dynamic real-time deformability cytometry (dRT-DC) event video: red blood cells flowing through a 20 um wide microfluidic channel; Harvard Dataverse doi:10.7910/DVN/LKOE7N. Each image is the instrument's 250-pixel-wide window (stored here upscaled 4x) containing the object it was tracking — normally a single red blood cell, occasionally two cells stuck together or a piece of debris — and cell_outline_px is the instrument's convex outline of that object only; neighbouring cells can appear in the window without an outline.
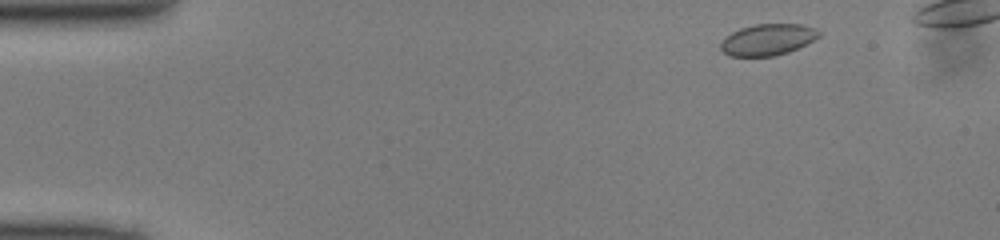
{"species": "common noctule bat (a hibernating species)", "species_latin": "Nyctalus noctula", "temperature_condition": "cold", "stored_images_in_passage": 41, "camera_frame_rate_fps": 3000, "um_per_image_px": 0.085, "animal": {"sex": "male", "body_mass_g": 13.0, "forearm_length_mm": 53.1}, "frame": {"image": 1, "passage_image": 2, "time_ms": 0.333, "image_size_px": [1000, 240], "cell_outline_px": [[820, 36], [788, 52], [772, 56], [728, 56], [720, 48], [720, 44], [732, 32], [740, 28], [756, 24], [804, 24], [816, 28], [820, 32]], "centroid_in_image_um": [65.26, 3.36], "position_along_channel_um": 19.7, "area_um2": 17.74}}
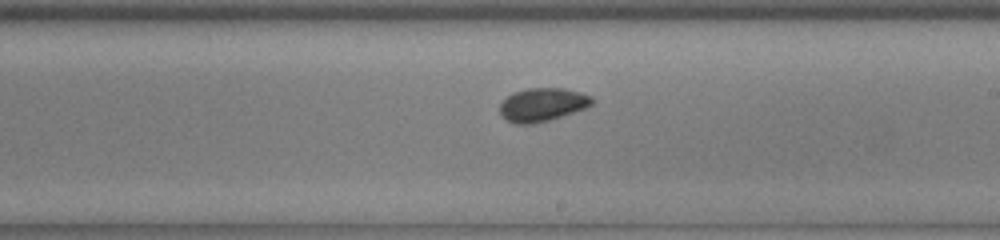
{"frame": {"image": 2, "passage_image": 25, "time_ms": 8.0, "image_size_px": [1000, 240], "cell_outline_px": [[592, 104], [584, 108], [548, 120], [532, 124], [516, 124], [500, 116], [500, 104], [512, 92], [528, 88], [564, 88], [580, 92], [592, 96]], "centroid_in_image_um": [46.07, 8.88], "position_along_channel_um": 242.9, "area_um2": 17.74}}
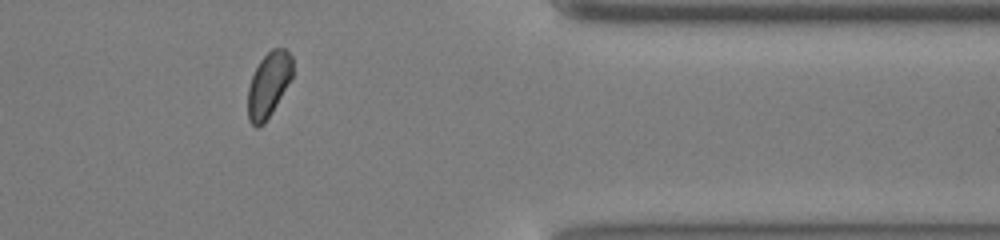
{"frame": {"image": 3, "passage_image": 37, "time_ms": 12.0, "image_size_px": [1000, 240], "cell_outline_px": [[292, 76], [276, 104], [264, 124], [256, 128], [248, 120], [248, 88], [252, 76], [260, 60], [272, 48], [284, 48], [292, 56]], "centroid_in_image_um": [22.81, 7.19], "position_along_channel_um": 388.6, "area_um2": 16.59}}